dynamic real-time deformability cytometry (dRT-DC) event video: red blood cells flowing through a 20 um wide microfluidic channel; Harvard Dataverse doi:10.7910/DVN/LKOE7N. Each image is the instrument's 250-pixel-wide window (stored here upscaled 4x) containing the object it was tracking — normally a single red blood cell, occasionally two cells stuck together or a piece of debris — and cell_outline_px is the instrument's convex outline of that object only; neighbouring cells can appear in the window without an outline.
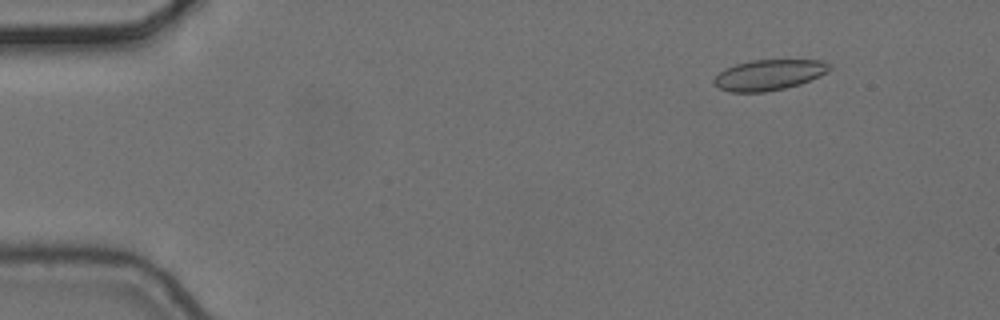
{"species": "common noctule bat (a hibernating species)", "species_latin": "Nyctalus noctula", "temperature_condition": "cold", "stored_images_in_passage": 5, "camera_frame_rate_fps": 3000, "um_per_image_px": 0.085, "animal": {"sex": "female", "body_mass_g": 24.6, "forearm_length_mm": 56.2}, "frame": {"image": 1, "passage_image": 2, "time_ms": 0.333, "image_size_px": [1000, 320], "cell_outline_px": [[832, 68], [828, 72], [820, 76], [800, 84], [784, 88], [764, 92], [728, 92], [712, 84], [712, 80], [724, 68], [736, 64], [752, 60], [820, 60], [828, 64]], "centroid_in_image_um": [65.33, 6.37], "position_along_channel_um": 19.7, "area_um2": 20.63}}
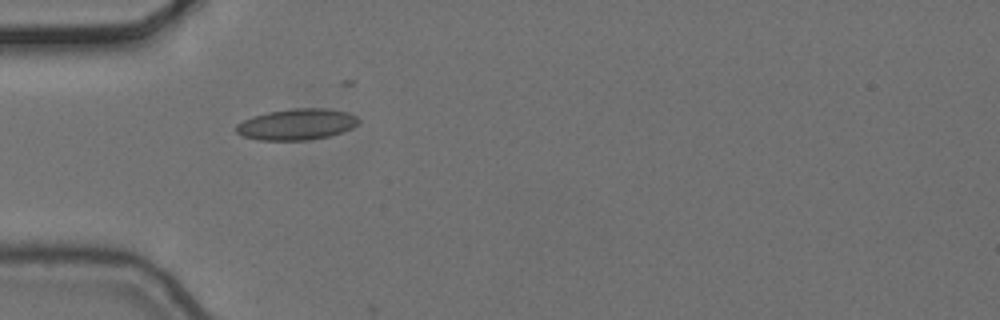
{"frame": {"image": 2, "passage_image": 5, "time_ms": 1.333, "image_size_px": [1000, 320], "cell_outline_px": [[360, 120], [352, 128], [328, 136], [308, 140], [256, 140], [244, 136], [236, 132], [236, 124], [252, 116], [268, 112], [292, 108], [324, 108], [348, 112], [356, 116]], "centroid_in_image_um": [25.2, 10.56], "position_along_channel_um": 59.8, "area_um2": 22.14}}